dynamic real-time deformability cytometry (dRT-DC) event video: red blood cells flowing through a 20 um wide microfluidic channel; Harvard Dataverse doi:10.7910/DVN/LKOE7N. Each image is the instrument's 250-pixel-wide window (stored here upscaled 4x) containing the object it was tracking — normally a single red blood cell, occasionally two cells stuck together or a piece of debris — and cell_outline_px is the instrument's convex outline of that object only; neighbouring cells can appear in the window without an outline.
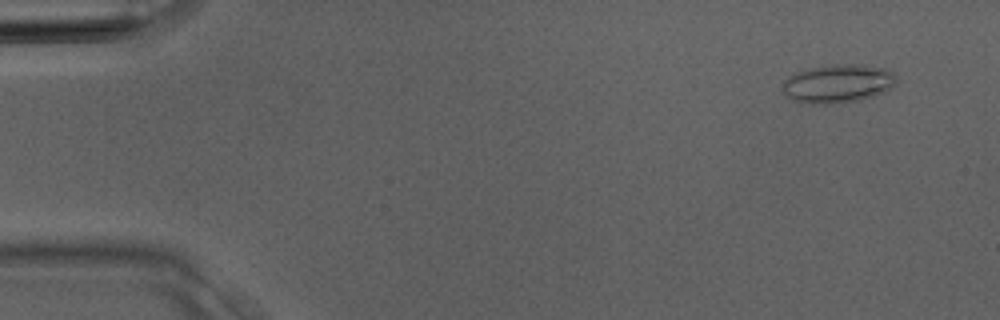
{"species": "Egyptian fruit bat (a non-hibernating species)", "species_latin": "Rousettus aegyptiacus", "temperature_condition": "room temperature", "stored_images_in_passage": 3, "camera_frame_rate_fps": 3000, "um_per_image_px": 0.085, "animal": {"sex": "male"}, "frame": {"image": 1, "passage_image": 1, "time_ms": 0.0, "image_size_px": [1000, 320], "cell_outline_px": [[896, 84], [892, 88], [884, 92], [860, 100], [832, 104], [804, 104], [792, 100], [784, 96], [780, 88], [784, 80], [788, 76], [796, 72], [812, 68], [836, 64], [856, 64], [884, 68], [896, 72]], "centroid_in_image_um": [71.19, 7.12], "position_along_channel_um": 13.8, "area_um2": 26.01}}